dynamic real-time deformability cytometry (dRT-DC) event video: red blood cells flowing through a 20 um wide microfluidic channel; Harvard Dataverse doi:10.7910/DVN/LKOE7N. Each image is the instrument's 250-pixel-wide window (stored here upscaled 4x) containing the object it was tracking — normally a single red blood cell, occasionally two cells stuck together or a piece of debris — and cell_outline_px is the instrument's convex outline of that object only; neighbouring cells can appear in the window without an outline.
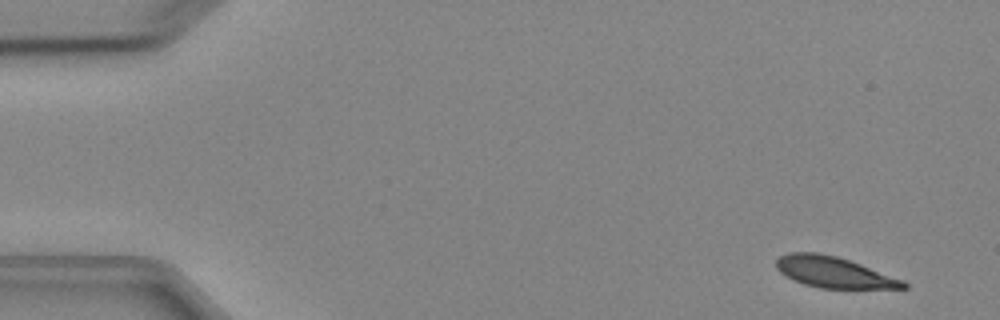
{"species": "Egyptian fruit bat (a non-hibernating species)", "species_latin": "Rousettus aegyptiacus", "temperature_condition": "cold", "stored_images_in_passage": 4, "camera_frame_rate_fps": 3000, "um_per_image_px": 0.085, "animal": {"sex": "female"}, "frame": {"image": 1, "passage_image": 1, "time_ms": 0.0, "image_size_px": [1000, 320], "cell_outline_px": [[908, 288], [820, 288], [804, 284], [792, 280], [780, 272], [776, 268], [776, 260], [780, 256], [788, 252], [820, 252], [836, 256], [860, 264], [904, 280], [908, 284]], "centroid_in_image_um": [70.84, 23.13], "position_along_channel_um": 14.2, "area_um2": 22.89}}